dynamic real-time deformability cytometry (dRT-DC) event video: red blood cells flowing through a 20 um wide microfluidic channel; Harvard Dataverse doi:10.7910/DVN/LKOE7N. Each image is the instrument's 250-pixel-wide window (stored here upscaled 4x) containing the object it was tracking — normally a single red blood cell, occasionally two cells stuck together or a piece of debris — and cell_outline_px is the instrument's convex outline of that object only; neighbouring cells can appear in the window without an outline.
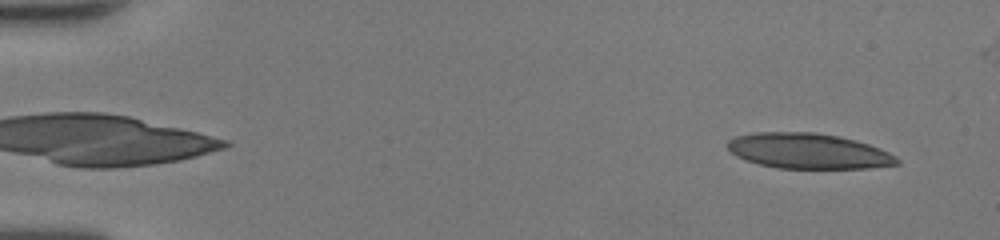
{"species": "human", "species_latin": "Homo sapiens", "temperature_condition": "room temperature", "stored_images_in_passage": 56, "camera_frame_rate_fps": 3000, "um_per_image_px": 0.085, "donor": {"sex": "female"}, "frame": {"image": 1, "passage_image": 4, "time_ms": 1.0, "image_size_px": [1000, 240], "cell_outline_px": [[900, 164], [868, 168], [776, 168], [760, 164], [736, 156], [728, 148], [728, 140], [736, 136], [752, 132], [816, 132], [840, 136], [856, 140], [880, 148], [896, 156], [900, 160]], "centroid_in_image_um": [68.73, 12.83], "position_along_channel_um": 16.3, "area_um2": 34.97}}
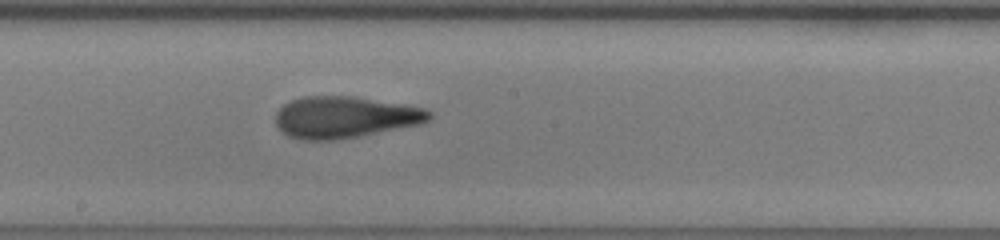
{"frame": {"image": 2, "passage_image": 34, "time_ms": 11.0, "image_size_px": [1000, 240], "cell_outline_px": [[432, 120], [420, 124], [360, 136], [332, 140], [304, 140], [288, 136], [276, 124], [276, 112], [284, 104], [292, 100], [304, 96], [352, 96], [404, 104], [424, 108], [432, 112]], "centroid_in_image_um": [29.34, 9.96], "position_along_channel_um": 218.9, "area_um2": 37.22}}
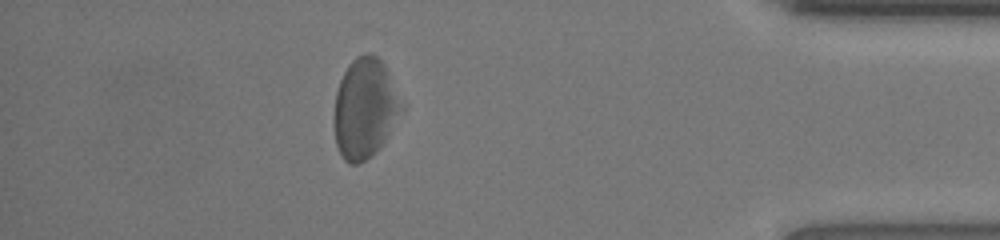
{"frame": {"image": 3, "passage_image": 50, "time_ms": 16.333, "image_size_px": [1000, 240], "cell_outline_px": [[404, 108], [388, 136], [360, 164], [352, 164], [344, 160], [336, 144], [336, 92], [340, 80], [348, 64], [356, 56], [364, 52], [368, 52], [376, 56], [388, 68], [404, 104]], "centroid_in_image_um": [31.06, 9.13], "position_along_channel_um": 404.1, "area_um2": 38.9}, "authors_computed_cell_mechanics": {"area_um2": 37.4544, "velocity_mm_per_s": 4.2034, "shape_relaxation_time_tau1_ms": 3.7488, "shape_relaxation_time_tau2_ms": 1.9209, "deformation_change_tau1": 0.1235, "deformation_change_tau2": 0.0994}}